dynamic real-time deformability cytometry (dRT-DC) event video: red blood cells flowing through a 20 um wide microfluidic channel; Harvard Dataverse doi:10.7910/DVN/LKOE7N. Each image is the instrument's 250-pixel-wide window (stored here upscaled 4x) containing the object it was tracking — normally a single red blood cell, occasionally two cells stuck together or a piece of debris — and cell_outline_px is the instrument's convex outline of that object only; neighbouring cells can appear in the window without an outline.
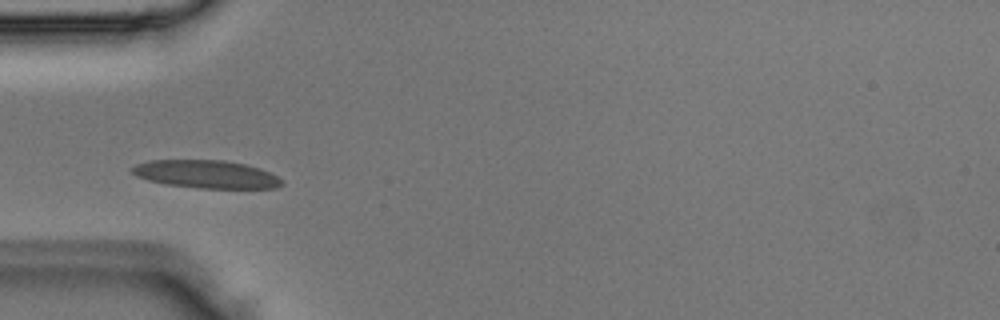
{"species": "Egyptian fruit bat (a non-hibernating species)", "species_latin": "Rousettus aegyptiacus", "temperature_condition": "room temperature", "stored_images_in_passage": 3, "camera_frame_rate_fps": 3000, "um_per_image_px": 0.085, "animal": {"sex": "male"}, "frame": {"image": 1, "passage_image": 3, "time_ms": 0.667, "image_size_px": [1000, 320], "cell_outline_px": [[284, 184], [276, 188], [200, 188], [164, 184], [148, 180], [136, 176], [128, 168], [136, 164], [148, 160], [224, 160], [244, 164], [260, 168], [284, 180]], "centroid_in_image_um": [17.5, 14.81], "position_along_channel_um": 67.5, "area_um2": 24.51}}